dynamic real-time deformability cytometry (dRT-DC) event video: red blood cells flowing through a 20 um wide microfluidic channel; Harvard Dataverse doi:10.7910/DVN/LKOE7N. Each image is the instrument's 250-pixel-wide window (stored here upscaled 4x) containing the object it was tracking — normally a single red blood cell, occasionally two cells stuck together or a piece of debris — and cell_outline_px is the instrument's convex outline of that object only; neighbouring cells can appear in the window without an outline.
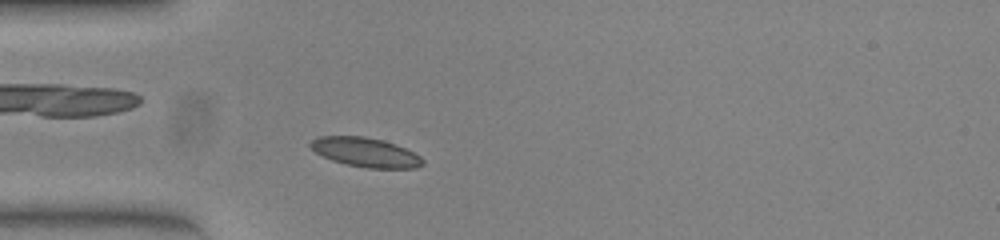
{"species": "common noctule bat (a hibernating species)", "species_latin": "Nyctalus noctula", "temperature_condition": "warm", "stored_images_in_passage": 44, "camera_frame_rate_fps": 3000, "um_per_image_px": 0.085, "animal": {"sex": "female", "body_mass_g": 23.0, "forearm_length_mm": 53.4}, "frame": {"image": 1, "passage_image": 6, "time_ms": 1.667, "image_size_px": [1000, 240], "cell_outline_px": [[424, 164], [416, 168], [368, 168], [344, 164], [332, 160], [316, 152], [308, 144], [312, 140], [320, 136], [364, 136], [384, 140], [396, 144], [420, 156], [424, 160]], "centroid_in_image_um": [31.08, 12.94], "position_along_channel_um": 53.9, "area_um2": 19.13}}
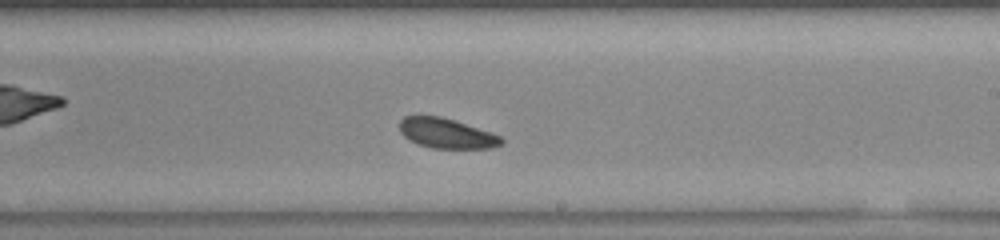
{"frame": {"image": 2, "passage_image": 22, "time_ms": 7.0, "image_size_px": [1000, 240], "cell_outline_px": [[504, 144], [492, 148], [432, 148], [416, 144], [408, 140], [400, 132], [400, 120], [404, 116], [440, 116], [500, 136], [504, 140]], "centroid_in_image_um": [37.92, 11.35], "position_along_channel_um": 251.1, "area_um2": 17.57}}
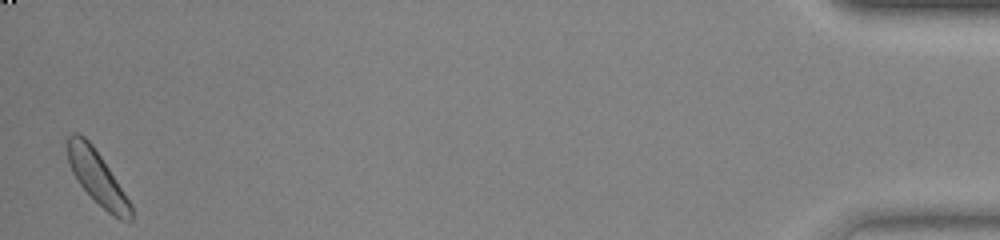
{"frame": {"image": 3, "passage_image": 43, "time_ms": 14.0, "image_size_px": [1000, 240], "cell_outline_px": [[132, 220], [120, 220], [108, 212], [80, 184], [72, 172], [68, 160], [68, 136], [72, 132], [76, 132], [84, 136], [92, 144], [132, 204]], "centroid_in_image_um": [8.27, 15.07], "position_along_channel_um": 426.9, "area_um2": 19.13}, "authors_computed_cell_mechanics": {"area_um2": 18.8428, "velocity_mm_per_s": 3.8416, "shape_relaxation_time_tau1_ms": 1.0773, "shape_relaxation_time_tau2_ms": 8.9571, "deformation_change_tau1": 0.0507, "deformation_change_tau2": 0.1258}}